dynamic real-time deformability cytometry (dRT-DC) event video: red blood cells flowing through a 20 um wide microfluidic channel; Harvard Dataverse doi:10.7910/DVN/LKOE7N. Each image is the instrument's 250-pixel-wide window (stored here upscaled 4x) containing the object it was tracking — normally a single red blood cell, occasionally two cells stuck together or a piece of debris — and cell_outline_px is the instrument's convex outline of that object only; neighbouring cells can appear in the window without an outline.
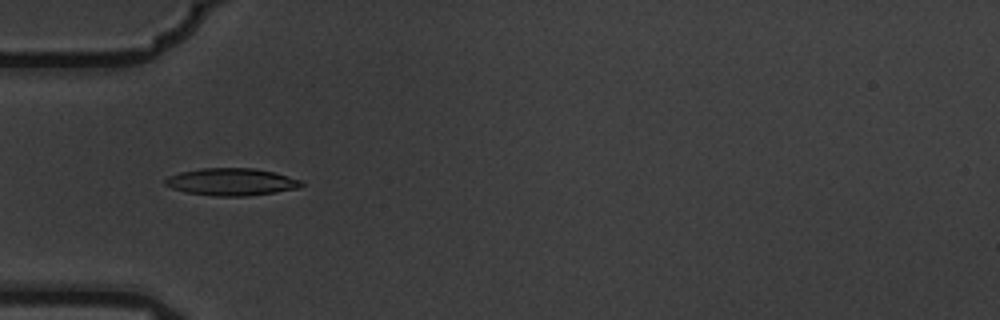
{"species": "common noctule bat (a hibernating species)", "species_latin": "Nyctalus noctula", "temperature_condition": "warm", "stored_images_in_passage": 14, "camera_frame_rate_fps": 3000, "um_per_image_px": 0.085, "animal": {"sex": "male", "body_mass_g": 19.5, "forearm_length_mm": 54.6}, "frame": {"image": 1, "passage_image": 4, "time_ms": 1.0, "image_size_px": [1000, 320], "cell_outline_px": [[304, 184], [300, 188], [276, 192], [248, 196], [216, 196], [188, 192], [172, 188], [164, 184], [164, 180], [168, 176], [180, 172], [200, 168], [256, 168], [276, 172], [300, 180]], "centroid_in_image_um": [19.7, 15.45], "position_along_channel_um": 65.3, "area_um2": 21.73}}
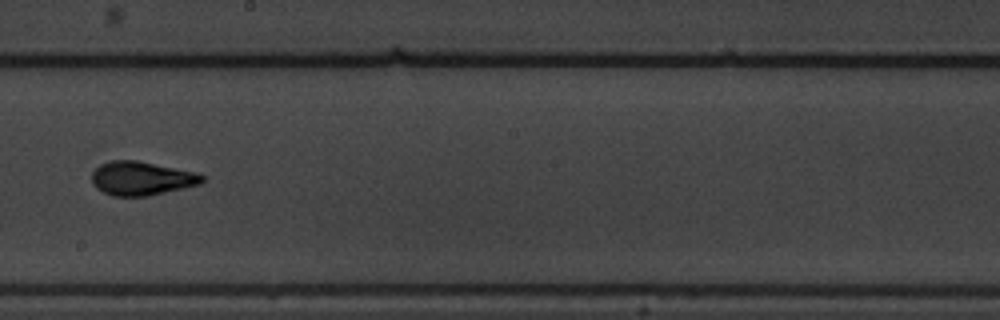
{"frame": {"image": 2, "passage_image": 8, "time_ms": 2.333, "image_size_px": [1000, 320], "cell_outline_px": [[204, 180], [200, 184], [148, 196], [112, 196], [96, 188], [92, 184], [92, 172], [100, 164], [112, 160], [136, 160], [196, 172], [204, 176]], "centroid_in_image_um": [12.01, 15.16], "position_along_channel_um": 236.2, "area_um2": 21.68}}
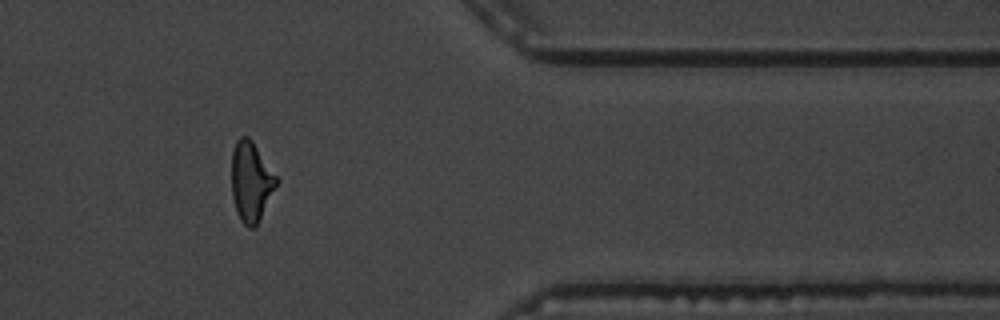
{"frame": {"image": 3, "passage_image": 12, "time_ms": 3.667, "image_size_px": [1000, 320], "cell_outline_px": [[280, 180], [260, 220], [252, 228], [248, 228], [240, 220], [236, 212], [232, 196], [232, 152], [236, 140], [240, 136], [248, 136], [252, 140]], "centroid_in_image_um": [21.35, 15.44], "position_along_channel_um": 390.0, "area_um2": 21.1}}